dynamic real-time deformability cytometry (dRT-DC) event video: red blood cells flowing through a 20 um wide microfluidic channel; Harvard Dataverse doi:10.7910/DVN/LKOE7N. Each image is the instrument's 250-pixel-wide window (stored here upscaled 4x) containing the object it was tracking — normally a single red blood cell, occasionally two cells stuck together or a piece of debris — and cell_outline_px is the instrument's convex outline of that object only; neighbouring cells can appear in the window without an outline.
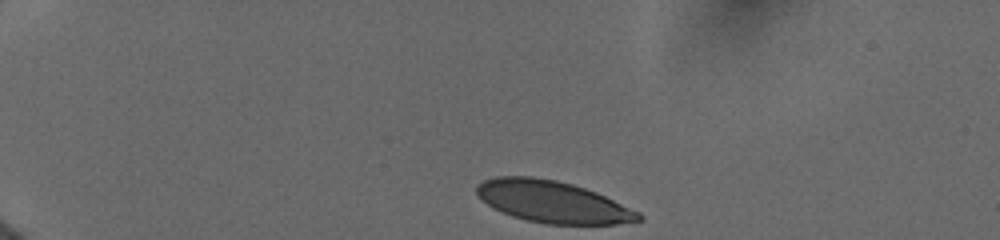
{"species": "human", "species_latin": "Homo sapiens", "temperature_condition": "cold", "stored_images_in_passage": 13, "camera_frame_rate_fps": 3000, "um_per_image_px": 0.085, "donor": {"sex": "female"}, "frame": {"image": 1, "passage_image": 1, "time_ms": 0.0, "image_size_px": [1000, 240], "cell_outline_px": [[644, 220], [616, 224], [544, 224], [512, 216], [492, 208], [480, 200], [476, 192], [476, 184], [484, 180], [496, 176], [532, 176], [556, 180], [572, 184], [596, 192], [640, 212], [644, 216]], "centroid_in_image_um": [46.95, 17.15], "position_along_channel_um": 38.0, "area_um2": 39.65}}
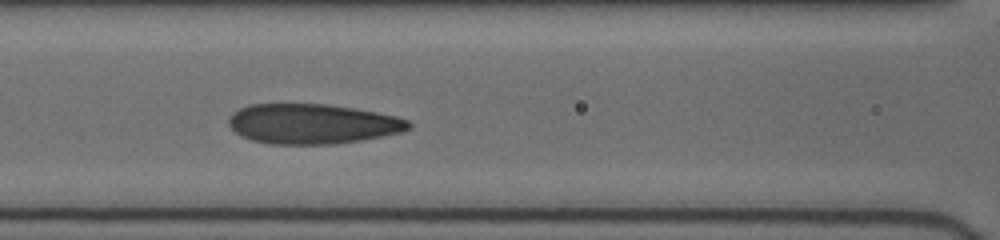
{"frame": {"image": 2, "passage_image": 10, "time_ms": 4.667, "image_size_px": [1000, 240], "cell_outline_px": [[412, 128], [404, 132], [360, 140], [332, 144], [268, 144], [252, 140], [240, 136], [228, 124], [228, 116], [232, 112], [240, 108], [252, 104], [324, 104], [352, 108], [376, 112], [396, 116], [408, 120], [412, 124]], "centroid_in_image_um": [26.55, 10.53], "position_along_channel_um": 140.1, "area_um2": 42.02}}
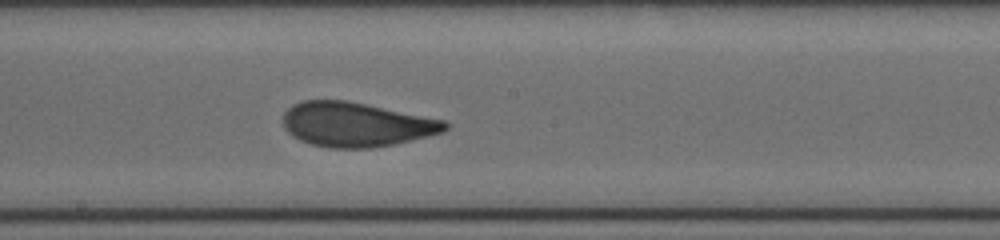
{"frame": {"image": 3, "passage_image": 13, "time_ms": 6.667, "image_size_px": [1000, 240], "cell_outline_px": [[452, 124], [444, 132], [412, 140], [372, 148], [328, 148], [312, 144], [300, 140], [292, 136], [284, 128], [284, 112], [292, 104], [304, 100], [348, 100], [444, 120]], "centroid_in_image_um": [30.28, 10.58], "position_along_channel_um": 217.9, "area_um2": 42.08}}